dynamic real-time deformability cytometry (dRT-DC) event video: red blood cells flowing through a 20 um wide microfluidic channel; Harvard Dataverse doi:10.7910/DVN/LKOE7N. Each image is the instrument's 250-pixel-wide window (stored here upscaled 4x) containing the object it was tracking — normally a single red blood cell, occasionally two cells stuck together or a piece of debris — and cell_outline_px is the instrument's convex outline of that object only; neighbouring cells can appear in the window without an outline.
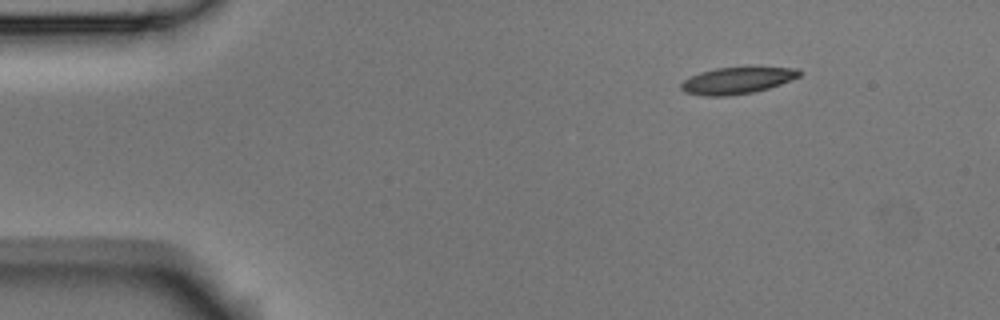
{"species": "Egyptian fruit bat (a non-hibernating species)", "species_latin": "Rousettus aegyptiacus", "temperature_condition": "room temperature", "stored_images_in_passage": 4, "camera_frame_rate_fps": 3000, "um_per_image_px": 0.085, "animal": {"sex": "male"}, "frame": {"image": 1, "passage_image": 1, "time_ms": 0.0, "image_size_px": [1000, 320], "cell_outline_px": [[800, 76], [780, 84], [768, 88], [752, 92], [724, 96], [704, 96], [684, 92], [680, 88], [680, 84], [684, 80], [700, 72], [716, 68], [748, 64], [752, 64], [800, 68]], "centroid_in_image_um": [62.71, 6.77], "position_along_channel_um": 22.3, "area_um2": 19.25}}